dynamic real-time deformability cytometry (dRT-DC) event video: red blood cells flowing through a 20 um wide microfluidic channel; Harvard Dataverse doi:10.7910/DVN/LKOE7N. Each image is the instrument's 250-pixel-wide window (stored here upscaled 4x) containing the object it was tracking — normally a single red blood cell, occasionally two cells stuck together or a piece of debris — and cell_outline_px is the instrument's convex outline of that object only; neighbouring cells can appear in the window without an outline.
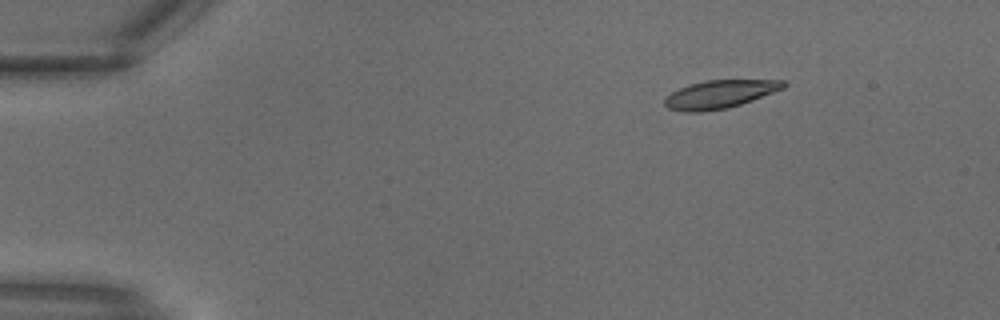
{"species": "common noctule bat (a hibernating species)", "species_latin": "Nyctalus noctula", "temperature_condition": "warm", "stored_images_in_passage": 10, "camera_frame_rate_fps": 3000, "um_per_image_px": 0.085, "animal": {"sex": "male", "body_mass_g": 18.8}, "frame": {"image": 1, "passage_image": 1, "time_ms": 0.0, "image_size_px": [1000, 320], "cell_outline_px": [[788, 84], [784, 88], [752, 100], [728, 108], [704, 112], [684, 112], [668, 108], [664, 104], [664, 100], [672, 92], [688, 84], [704, 80], [784, 80]], "centroid_in_image_um": [61.17, 8.01], "position_along_channel_um": 23.8, "area_um2": 19.48}}
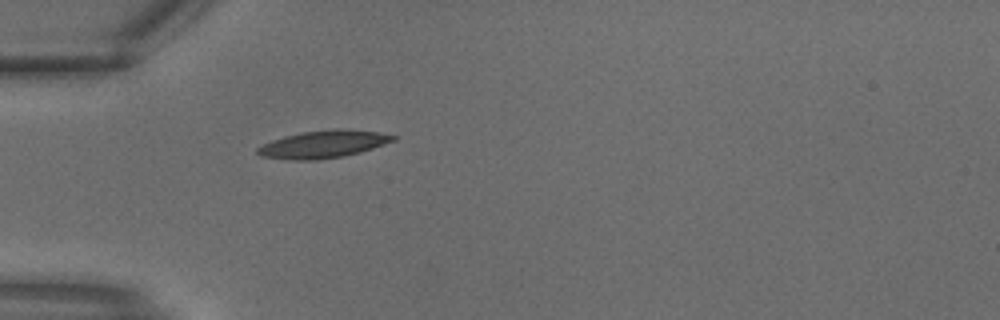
{"frame": {"image": 2, "passage_image": 6, "time_ms": 1.667, "image_size_px": [1000, 320], "cell_outline_px": [[396, 140], [360, 152], [344, 156], [316, 160], [288, 160], [260, 156], [256, 152], [256, 148], [272, 140], [284, 136], [300, 132], [332, 128], [340, 128], [380, 132], [396, 136]], "centroid_in_image_um": [27.46, 12.25], "position_along_channel_um": 57.5, "area_um2": 21.91}}